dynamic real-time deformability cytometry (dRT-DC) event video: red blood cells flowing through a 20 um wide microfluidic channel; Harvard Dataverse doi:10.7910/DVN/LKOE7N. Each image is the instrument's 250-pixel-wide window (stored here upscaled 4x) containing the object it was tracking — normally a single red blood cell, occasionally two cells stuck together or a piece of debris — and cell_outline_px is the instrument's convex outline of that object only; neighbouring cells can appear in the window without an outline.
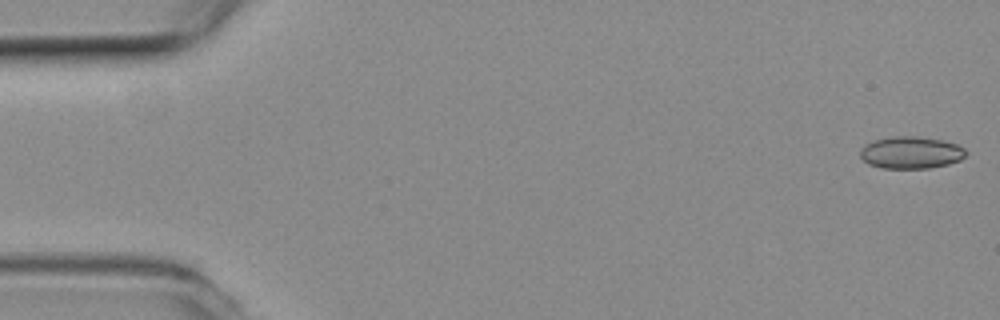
{"species": "common noctule bat (a hibernating species)", "species_latin": "Nyctalus noctula", "temperature_condition": "room temperature", "stored_images_in_passage": 7, "camera_frame_rate_fps": 3000, "um_per_image_px": 0.085, "animal": {"sex": "female", "body_mass_g": 19.3, "forearm_length_mm": 54.1}, "frame": {"image": 1, "passage_image": 1, "time_ms": 0.0, "image_size_px": [1000, 320], "cell_outline_px": [[968, 152], [960, 160], [948, 164], [928, 168], [884, 168], [868, 164], [860, 156], [860, 148], [876, 140], [892, 136], [916, 136], [944, 140], [956, 144], [964, 148]], "centroid_in_image_um": [77.45, 12.96], "position_along_channel_um": 7.5, "area_um2": 19.71}}
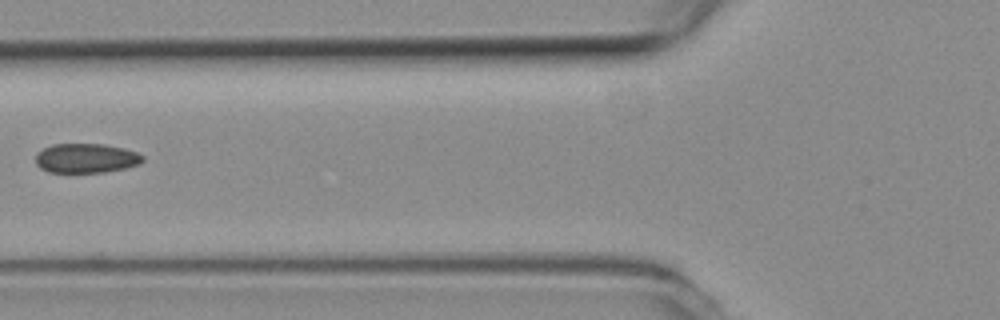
{"frame": {"image": 2, "passage_image": 6, "time_ms": 1.667, "image_size_px": [1000, 320], "cell_outline_px": [[144, 160], [140, 164], [124, 168], [104, 172], [48, 172], [40, 168], [36, 164], [36, 156], [44, 148], [52, 144], [104, 144], [124, 148], [136, 152], [144, 156]], "centroid_in_image_um": [7.34, 13.45], "position_along_channel_um": 118.5, "area_um2": 18.32}}
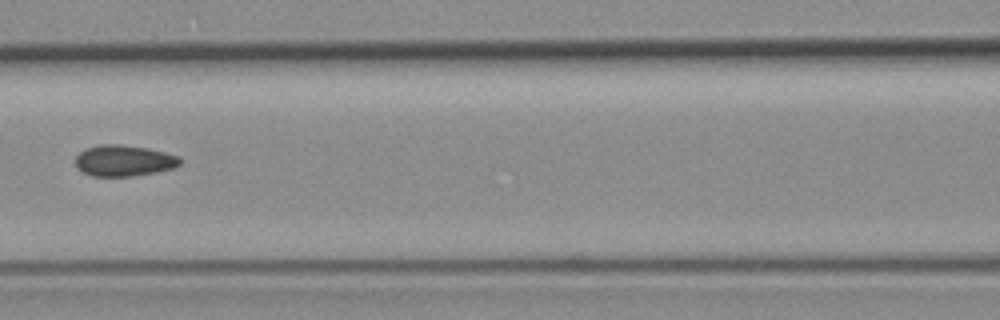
{"frame": {"image": 3, "passage_image": 7, "time_ms": 2.0, "image_size_px": [1000, 320], "cell_outline_px": [[180, 164], [172, 168], [156, 172], [132, 176], [92, 176], [76, 168], [76, 156], [80, 152], [88, 148], [100, 144], [120, 144], [144, 148], [164, 152], [176, 156], [180, 160]], "centroid_in_image_um": [10.49, 13.66], "position_along_channel_um": 156.1, "area_um2": 18.67}}